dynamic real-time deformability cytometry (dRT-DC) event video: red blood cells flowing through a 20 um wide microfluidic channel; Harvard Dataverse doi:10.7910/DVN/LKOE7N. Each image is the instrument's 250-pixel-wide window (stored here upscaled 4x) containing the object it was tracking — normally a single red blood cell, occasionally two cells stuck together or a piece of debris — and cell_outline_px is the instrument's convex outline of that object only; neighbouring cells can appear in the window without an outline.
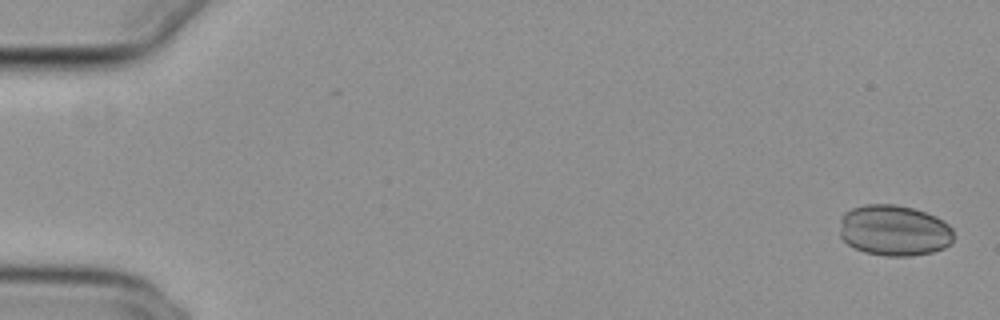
{"species": "common noctule bat (a hibernating species)", "species_latin": "Nyctalus noctula", "temperature_condition": "cold", "stored_images_in_passage": 52, "camera_frame_rate_fps": 3000, "um_per_image_px": 0.085, "animal": {"sex": "female", "body_mass_g": 29.2, "forearm_length_mm": 56.3}, "frame": {"image": 1, "passage_image": 1, "time_ms": 0.0, "image_size_px": [1000, 320], "cell_outline_px": [[952, 244], [944, 248], [932, 252], [912, 256], [884, 256], [864, 252], [848, 244], [840, 236], [840, 216], [844, 212], [852, 208], [864, 204], [896, 204], [912, 208], [936, 216], [944, 220], [952, 228]], "centroid_in_image_um": [75.99, 19.58], "position_along_channel_um": 9.0, "area_um2": 34.16}}
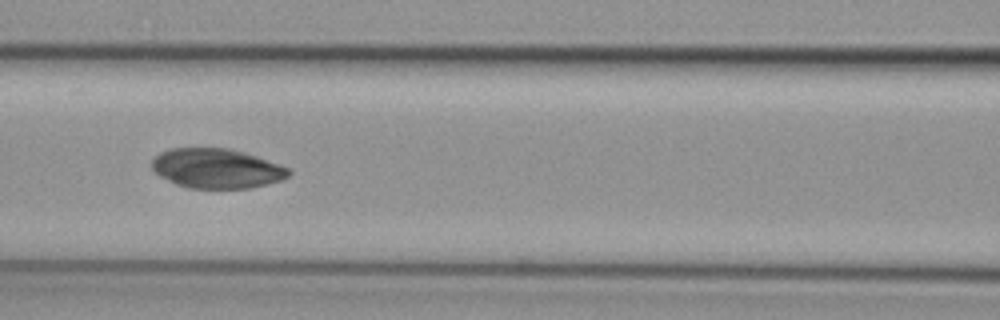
{"frame": {"image": 2, "passage_image": 24, "time_ms": 7.667, "image_size_px": [1000, 320], "cell_outline_px": [[292, 172], [288, 176], [280, 180], [248, 188], [188, 188], [176, 184], [160, 176], [152, 168], [152, 160], [160, 152], [172, 148], [228, 148], [244, 152], [256, 156], [288, 168]], "centroid_in_image_um": [18.39, 14.31], "position_along_channel_um": 148.2, "area_um2": 31.27}}
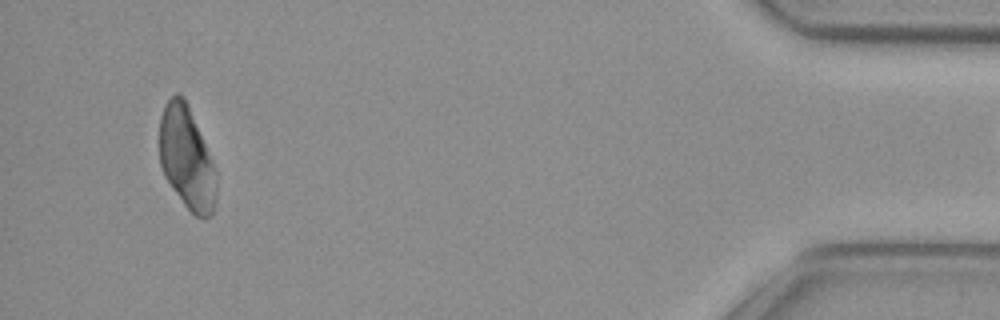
{"frame": {"image": 3, "passage_image": 51, "time_ms": 16.667, "image_size_px": [1000, 320], "cell_outline_px": [[216, 200], [212, 212], [204, 220], [196, 216], [184, 204], [164, 176], [160, 164], [160, 116], [168, 100], [176, 92], [184, 96], [216, 168]], "centroid_in_image_um": [15.88, 13.44], "position_along_channel_um": 419.3, "area_um2": 33.87}}